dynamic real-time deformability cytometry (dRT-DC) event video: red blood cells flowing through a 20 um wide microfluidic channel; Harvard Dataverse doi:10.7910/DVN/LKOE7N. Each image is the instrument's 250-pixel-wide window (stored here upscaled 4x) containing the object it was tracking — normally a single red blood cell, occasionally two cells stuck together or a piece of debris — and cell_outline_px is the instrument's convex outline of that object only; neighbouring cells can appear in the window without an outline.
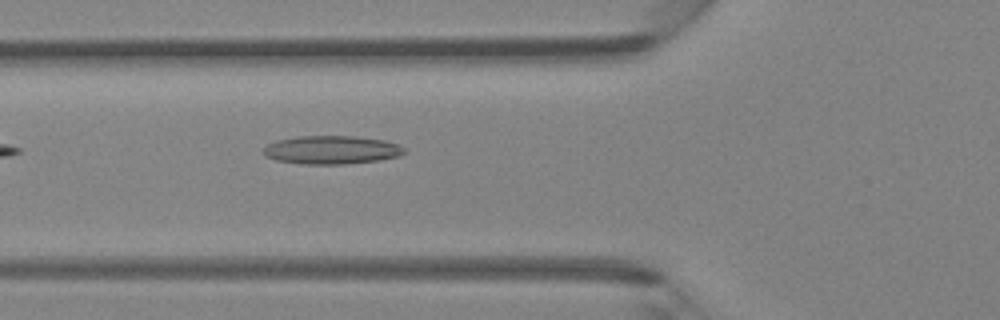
{"species": "Egyptian fruit bat (a non-hibernating species)", "species_latin": "Rousettus aegyptiacus", "temperature_condition": "room temperature", "stored_images_in_passage": 8, "camera_frame_rate_fps": 3000, "um_per_image_px": 0.085, "animal": {"sex": "female"}, "frame": {"image": 1, "passage_image": 3, "time_ms": 0.667, "image_size_px": [1000, 320], "cell_outline_px": [[404, 152], [396, 156], [380, 160], [344, 164], [300, 164], [276, 160], [264, 156], [264, 148], [268, 144], [276, 140], [296, 136], [352, 136], [384, 140], [396, 144], [404, 148]], "centroid_in_image_um": [28.12, 12.74], "position_along_channel_um": 97.7, "area_um2": 23.18}}
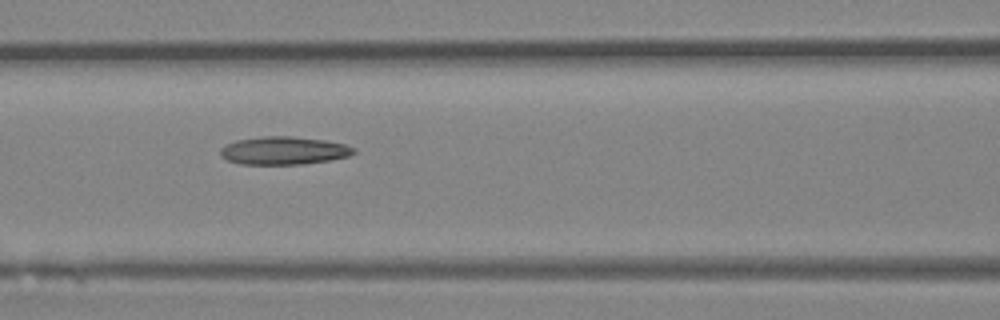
{"frame": {"image": 2, "passage_image": 6, "time_ms": 1.667, "image_size_px": [1000, 320], "cell_outline_px": [[356, 152], [348, 156], [328, 160], [304, 164], [240, 164], [228, 160], [220, 156], [220, 148], [236, 140], [264, 136], [292, 136], [324, 140], [344, 144], [356, 148]], "centroid_in_image_um": [24.11, 12.8], "position_along_channel_um": 142.5, "area_um2": 21.68}}